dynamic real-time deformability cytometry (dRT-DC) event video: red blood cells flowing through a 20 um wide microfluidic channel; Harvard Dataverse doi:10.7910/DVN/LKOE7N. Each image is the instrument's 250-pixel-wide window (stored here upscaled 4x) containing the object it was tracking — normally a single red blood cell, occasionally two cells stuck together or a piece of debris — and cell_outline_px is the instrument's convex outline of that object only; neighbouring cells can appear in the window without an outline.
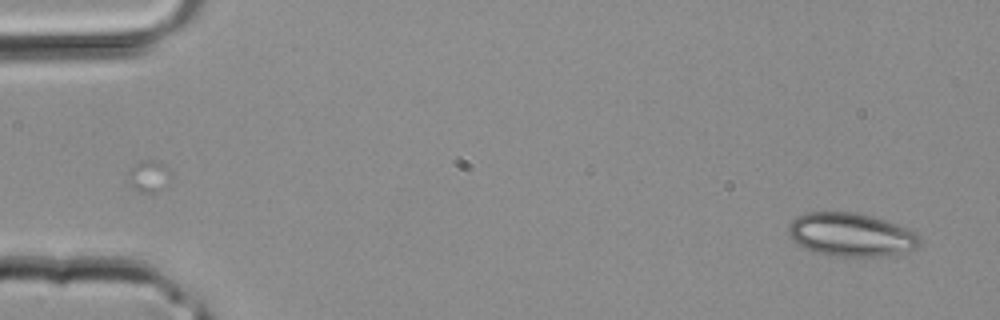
{"species": "common noctule bat (a hibernating species)", "species_latin": "Nyctalus noctula", "temperature_condition": "room temperature", "stored_images_in_passage": 3, "camera_frame_rate_fps": 3000, "um_per_image_px": 0.085, "animal": {"sex": "male", "body_mass_g": 20.4}, "frame": {"image": 1, "passage_image": 1, "time_ms": 0.0, "image_size_px": [1000, 320], "cell_outline_px": [[920, 248], [884, 256], [836, 256], [816, 252], [804, 248], [792, 240], [788, 232], [788, 224], [796, 216], [804, 212], [852, 212], [872, 216], [908, 228], [916, 232], [920, 236]], "centroid_in_image_um": [72.34, 19.94], "position_along_channel_um": 12.7, "area_um2": 33.35}}
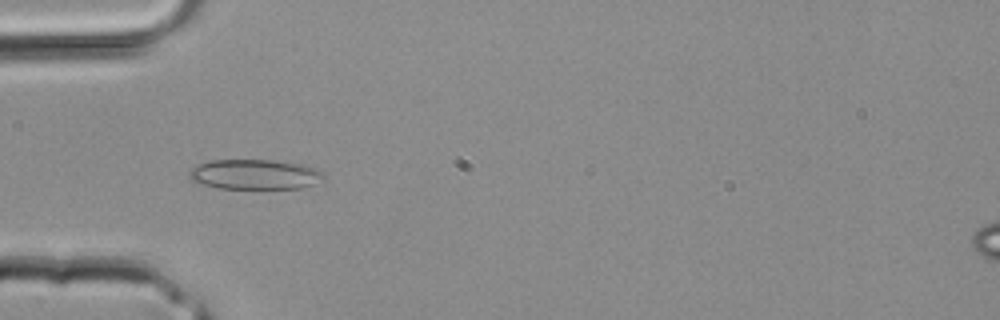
{"frame": {"image": 2, "passage_image": 3, "time_ms": 0.667, "image_size_px": [1000, 320], "cell_outline_px": [[324, 176], [312, 184], [300, 188], [220, 188], [204, 184], [192, 180], [188, 176], [188, 172], [192, 168], [208, 160], [276, 160], [304, 164], [316, 168], [324, 172]], "centroid_in_image_um": [21.66, 14.8], "position_along_channel_um": 63.3, "area_um2": 23.35}}